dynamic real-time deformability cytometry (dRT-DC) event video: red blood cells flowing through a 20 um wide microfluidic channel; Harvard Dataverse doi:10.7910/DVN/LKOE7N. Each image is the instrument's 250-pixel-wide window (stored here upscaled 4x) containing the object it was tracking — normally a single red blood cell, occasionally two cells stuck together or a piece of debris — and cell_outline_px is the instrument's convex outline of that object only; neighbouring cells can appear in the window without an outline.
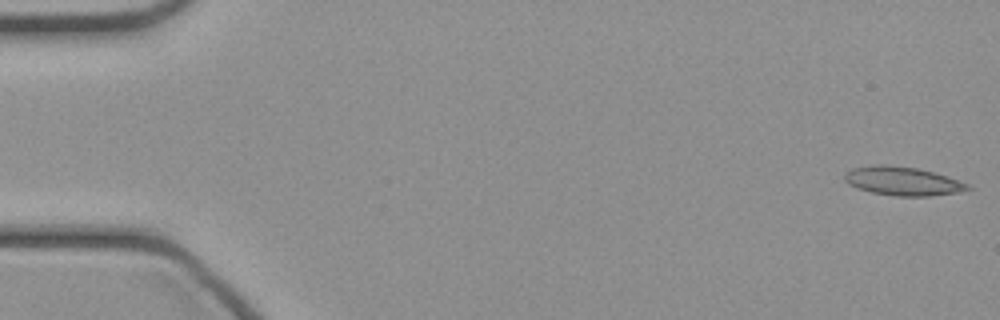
{"species": "common noctule bat (a hibernating species)", "species_latin": "Nyctalus noctula", "temperature_condition": "cold", "stored_images_in_passage": 45, "camera_frame_rate_fps": 3000, "um_per_image_px": 0.085, "animal": {"sex": "female", "body_mass_g": 21.9}, "frame": {"image": 1, "passage_image": 1, "time_ms": 0.0, "image_size_px": [1000, 320], "cell_outline_px": [[972, 188], [956, 192], [928, 196], [896, 196], [872, 192], [856, 188], [848, 184], [844, 180], [844, 176], [852, 168], [872, 164], [880, 164], [916, 168], [948, 176], [968, 184]], "centroid_in_image_um": [76.69, 15.39], "position_along_channel_um": 8.3, "area_um2": 20.4}}
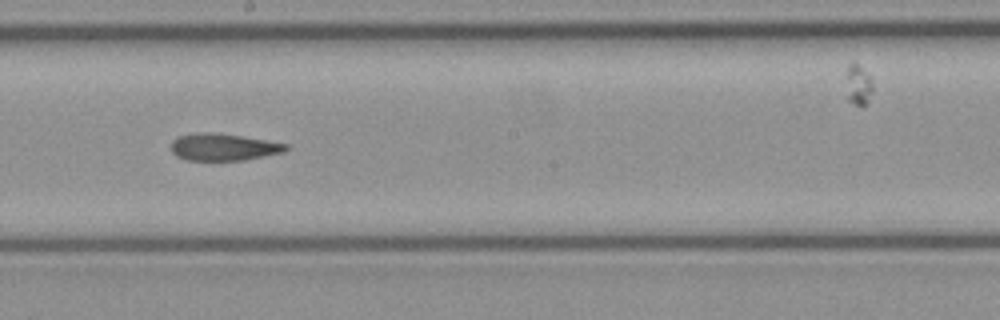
{"frame": {"image": 2, "passage_image": 26, "time_ms": 8.333, "image_size_px": [1000, 320], "cell_outline_px": [[288, 148], [284, 152], [244, 160], [188, 160], [176, 156], [172, 152], [172, 140], [176, 136], [196, 132], [216, 132], [288, 144]], "centroid_in_image_um": [18.95, 12.49], "position_along_channel_um": 229.2, "area_um2": 18.09}}
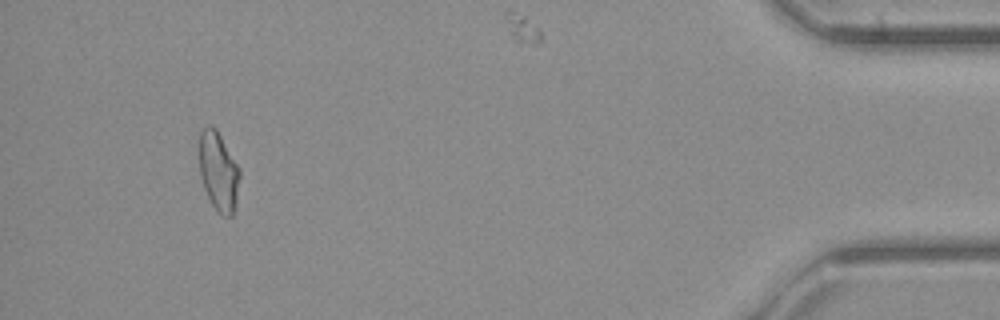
{"frame": {"image": 3, "passage_image": 44, "time_ms": 14.333, "image_size_px": [1000, 320], "cell_outline_px": [[240, 176], [236, 200], [232, 216], [224, 216], [212, 204], [204, 188], [200, 176], [200, 132], [208, 124], [212, 124], [216, 128], [240, 168]], "centroid_in_image_um": [18.58, 14.53], "position_along_channel_um": 416.6, "area_um2": 18.44}}